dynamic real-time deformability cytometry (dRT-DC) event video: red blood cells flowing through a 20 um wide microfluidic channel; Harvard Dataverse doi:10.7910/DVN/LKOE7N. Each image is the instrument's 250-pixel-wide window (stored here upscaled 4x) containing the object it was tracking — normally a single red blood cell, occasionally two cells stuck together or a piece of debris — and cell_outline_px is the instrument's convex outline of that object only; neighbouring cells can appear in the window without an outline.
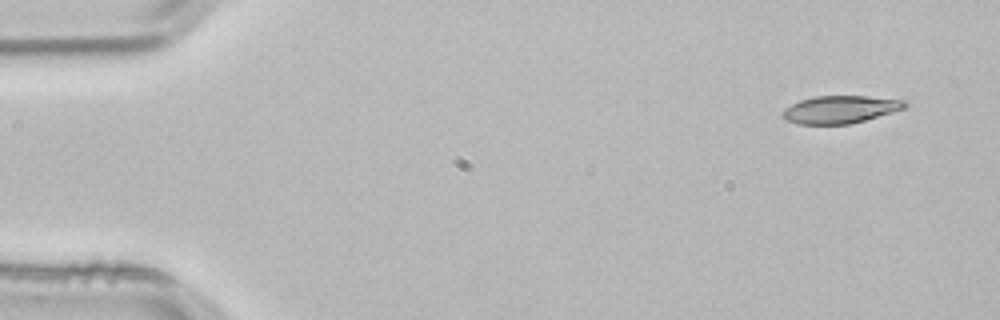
{"species": "common noctule bat (a hibernating species)", "species_latin": "Nyctalus noctula", "temperature_condition": "room temperature", "stored_images_in_passage": 3, "camera_frame_rate_fps": 3000, "um_per_image_px": 0.085, "animal": {"sex": "male", "body_mass_g": 21.5, "forearm_length_mm": 52.0}, "frame": {"image": 1, "passage_image": 1, "time_ms": 0.0, "image_size_px": [1000, 320], "cell_outline_px": [[908, 104], [904, 108], [892, 112], [864, 120], [848, 124], [796, 124], [784, 120], [780, 116], [784, 108], [800, 100], [816, 96], [868, 96], [908, 100]], "centroid_in_image_um": [71.39, 9.3], "position_along_channel_um": 13.6, "area_um2": 19.77}}
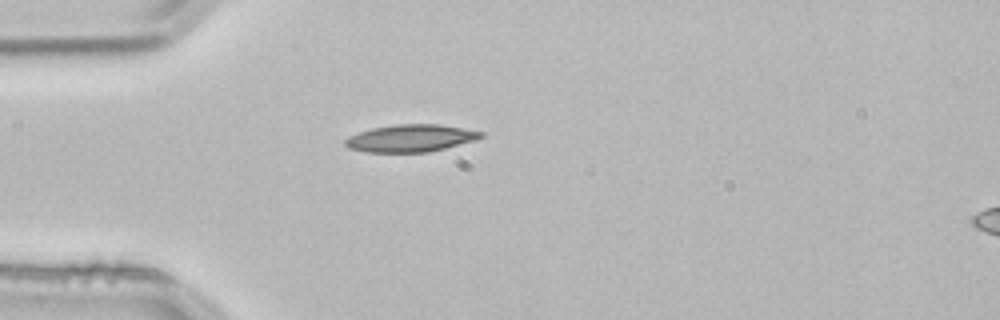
{"frame": {"image": 2, "passage_image": 3, "time_ms": 0.667, "image_size_px": [1000, 320], "cell_outline_px": [[484, 136], [476, 140], [428, 152], [368, 152], [348, 148], [344, 144], [344, 140], [348, 136], [372, 128], [396, 124], [440, 124], [484, 132]], "centroid_in_image_um": [34.9, 11.74], "position_along_channel_um": 50.1, "area_um2": 21.56}}